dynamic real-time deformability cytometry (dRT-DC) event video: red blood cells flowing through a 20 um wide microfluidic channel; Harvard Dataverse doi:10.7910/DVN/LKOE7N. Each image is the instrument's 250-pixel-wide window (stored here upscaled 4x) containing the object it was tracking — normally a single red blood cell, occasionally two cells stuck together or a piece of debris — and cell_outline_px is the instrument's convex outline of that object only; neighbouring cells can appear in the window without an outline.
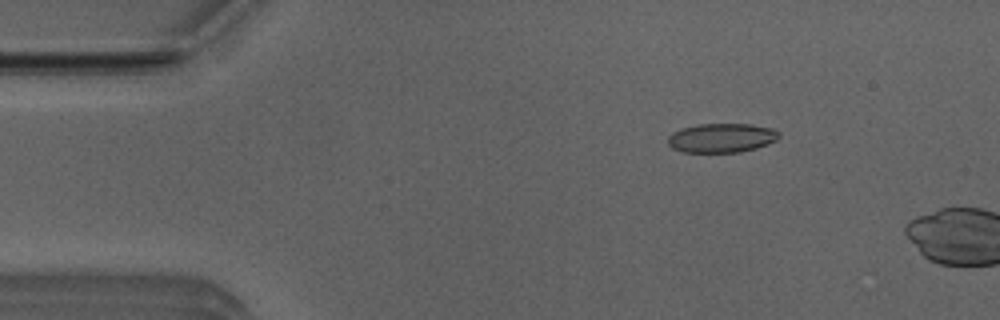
{"species": "Egyptian fruit bat (a non-hibernating species)", "species_latin": "Rousettus aegyptiacus", "temperature_condition": "room temperature", "stored_images_in_passage": 3, "camera_frame_rate_fps": 3000, "um_per_image_px": 0.085, "animal": {"sex": "male"}, "frame": {"image": 1, "passage_image": 2, "time_ms": 0.333, "image_size_px": [1000, 320], "cell_outline_px": [[780, 136], [776, 140], [768, 144], [756, 148], [740, 152], [684, 152], [672, 148], [668, 144], [668, 136], [672, 132], [680, 128], [696, 124], [752, 124], [772, 128], [780, 132]], "centroid_in_image_um": [61.33, 11.71], "position_along_channel_um": 23.7, "area_um2": 19.07}}